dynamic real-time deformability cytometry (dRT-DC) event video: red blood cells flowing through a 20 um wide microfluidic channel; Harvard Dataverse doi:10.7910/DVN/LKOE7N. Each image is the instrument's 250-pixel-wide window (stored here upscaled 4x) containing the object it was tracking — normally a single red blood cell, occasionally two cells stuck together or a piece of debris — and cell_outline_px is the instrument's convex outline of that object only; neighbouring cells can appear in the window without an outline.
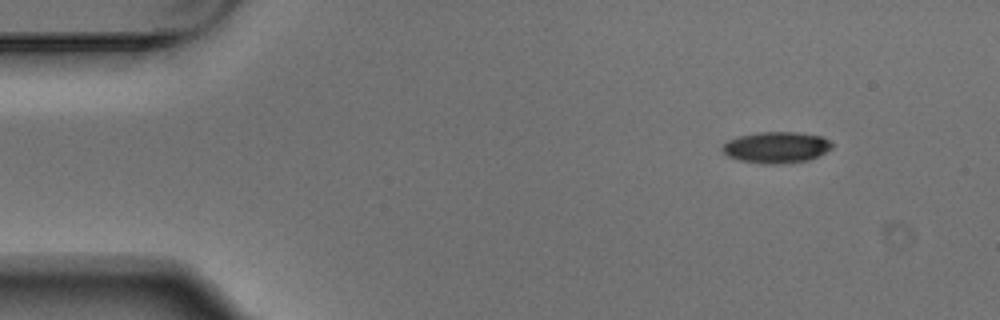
{"species": "Egyptian fruit bat (a non-hibernating species)", "species_latin": "Rousettus aegyptiacus", "temperature_condition": "warm", "stored_images_in_passage": 6, "camera_frame_rate_fps": 3000, "um_per_image_px": 0.085, "animal": {"sex": "male"}, "frame": {"image": 1, "passage_image": 1, "time_ms": 0.0, "image_size_px": [1000, 320], "cell_outline_px": [[832, 148], [808, 160], [776, 164], [764, 164], [740, 160], [728, 156], [720, 148], [728, 140], [740, 136], [760, 132], [796, 132], [824, 136], [832, 144]], "centroid_in_image_um": [65.98, 12.52], "position_along_channel_um": 19.0, "area_um2": 19.77}}
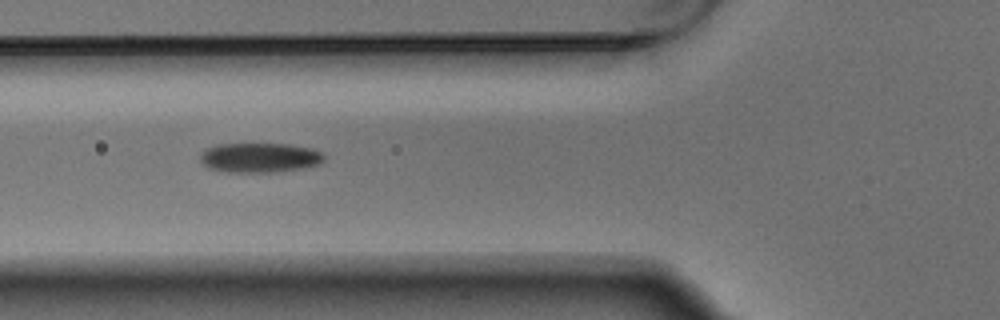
{"frame": {"image": 2, "passage_image": 5, "time_ms": 1.333, "image_size_px": [1000, 320], "cell_outline_px": [[324, 160], [320, 164], [304, 168], [272, 172], [228, 172], [208, 168], [200, 160], [200, 156], [204, 148], [216, 144], [288, 144], [312, 148], [324, 152]], "centroid_in_image_um": [22.08, 13.39], "position_along_channel_um": 103.7, "area_um2": 21.62}}
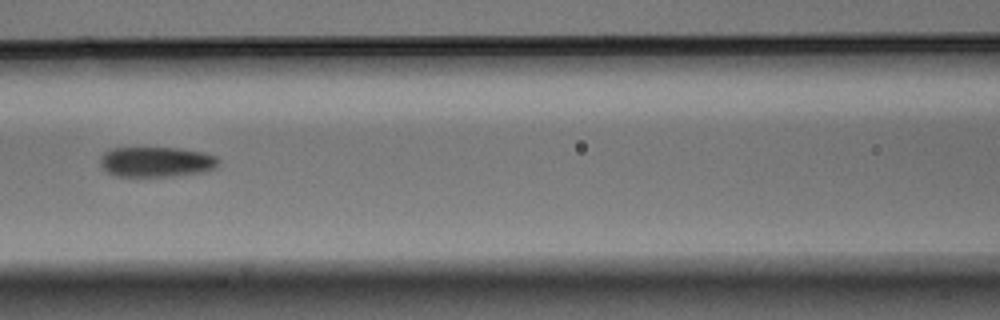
{"frame": {"image": 3, "passage_image": 6, "time_ms": 1.667, "image_size_px": [1000, 320], "cell_outline_px": [[220, 164], [216, 168], [204, 172], [176, 176], [116, 176], [108, 172], [100, 164], [100, 156], [104, 152], [112, 148], [180, 148], [204, 152], [216, 156], [220, 160]], "centroid_in_image_um": [13.34, 13.76], "position_along_channel_um": 153.3, "area_um2": 21.04}}